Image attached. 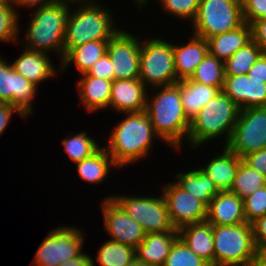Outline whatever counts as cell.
Masks as SVG:
<instances>
[{
	"instance_id": "obj_7",
	"label": "cell",
	"mask_w": 266,
	"mask_h": 266,
	"mask_svg": "<svg viewBox=\"0 0 266 266\" xmlns=\"http://www.w3.org/2000/svg\"><path fill=\"white\" fill-rule=\"evenodd\" d=\"M139 79L148 89L178 82L173 41L152 37L141 42Z\"/></svg>"
},
{
	"instance_id": "obj_19",
	"label": "cell",
	"mask_w": 266,
	"mask_h": 266,
	"mask_svg": "<svg viewBox=\"0 0 266 266\" xmlns=\"http://www.w3.org/2000/svg\"><path fill=\"white\" fill-rule=\"evenodd\" d=\"M206 220L212 225L246 223L243 199L229 190L220 191L207 207Z\"/></svg>"
},
{
	"instance_id": "obj_42",
	"label": "cell",
	"mask_w": 266,
	"mask_h": 266,
	"mask_svg": "<svg viewBox=\"0 0 266 266\" xmlns=\"http://www.w3.org/2000/svg\"><path fill=\"white\" fill-rule=\"evenodd\" d=\"M251 169L266 176V148L251 152L242 158Z\"/></svg>"
},
{
	"instance_id": "obj_28",
	"label": "cell",
	"mask_w": 266,
	"mask_h": 266,
	"mask_svg": "<svg viewBox=\"0 0 266 266\" xmlns=\"http://www.w3.org/2000/svg\"><path fill=\"white\" fill-rule=\"evenodd\" d=\"M176 183L187 193L203 202L207 207L213 197L220 192L210 177L199 167L190 171H178Z\"/></svg>"
},
{
	"instance_id": "obj_36",
	"label": "cell",
	"mask_w": 266,
	"mask_h": 266,
	"mask_svg": "<svg viewBox=\"0 0 266 266\" xmlns=\"http://www.w3.org/2000/svg\"><path fill=\"white\" fill-rule=\"evenodd\" d=\"M163 266H210L178 238L172 245Z\"/></svg>"
},
{
	"instance_id": "obj_23",
	"label": "cell",
	"mask_w": 266,
	"mask_h": 266,
	"mask_svg": "<svg viewBox=\"0 0 266 266\" xmlns=\"http://www.w3.org/2000/svg\"><path fill=\"white\" fill-rule=\"evenodd\" d=\"M219 154L210 157L208 163L198 166L215 183L220 191L230 190L239 164L243 161L227 146Z\"/></svg>"
},
{
	"instance_id": "obj_50",
	"label": "cell",
	"mask_w": 266,
	"mask_h": 266,
	"mask_svg": "<svg viewBox=\"0 0 266 266\" xmlns=\"http://www.w3.org/2000/svg\"><path fill=\"white\" fill-rule=\"evenodd\" d=\"M125 266H151V265H148V264L134 258L130 263L126 264Z\"/></svg>"
},
{
	"instance_id": "obj_45",
	"label": "cell",
	"mask_w": 266,
	"mask_h": 266,
	"mask_svg": "<svg viewBox=\"0 0 266 266\" xmlns=\"http://www.w3.org/2000/svg\"><path fill=\"white\" fill-rule=\"evenodd\" d=\"M249 78L266 83V54H261L247 73Z\"/></svg>"
},
{
	"instance_id": "obj_52",
	"label": "cell",
	"mask_w": 266,
	"mask_h": 266,
	"mask_svg": "<svg viewBox=\"0 0 266 266\" xmlns=\"http://www.w3.org/2000/svg\"><path fill=\"white\" fill-rule=\"evenodd\" d=\"M5 1H12V0H0V2H5Z\"/></svg>"
},
{
	"instance_id": "obj_37",
	"label": "cell",
	"mask_w": 266,
	"mask_h": 266,
	"mask_svg": "<svg viewBox=\"0 0 266 266\" xmlns=\"http://www.w3.org/2000/svg\"><path fill=\"white\" fill-rule=\"evenodd\" d=\"M200 0H159L162 11L167 15L177 17V20L190 21L189 26L195 20Z\"/></svg>"
},
{
	"instance_id": "obj_33",
	"label": "cell",
	"mask_w": 266,
	"mask_h": 266,
	"mask_svg": "<svg viewBox=\"0 0 266 266\" xmlns=\"http://www.w3.org/2000/svg\"><path fill=\"white\" fill-rule=\"evenodd\" d=\"M134 258V247L108 240L100 245L96 261L100 266H125Z\"/></svg>"
},
{
	"instance_id": "obj_8",
	"label": "cell",
	"mask_w": 266,
	"mask_h": 266,
	"mask_svg": "<svg viewBox=\"0 0 266 266\" xmlns=\"http://www.w3.org/2000/svg\"><path fill=\"white\" fill-rule=\"evenodd\" d=\"M244 23L241 0H200L192 34L207 40Z\"/></svg>"
},
{
	"instance_id": "obj_18",
	"label": "cell",
	"mask_w": 266,
	"mask_h": 266,
	"mask_svg": "<svg viewBox=\"0 0 266 266\" xmlns=\"http://www.w3.org/2000/svg\"><path fill=\"white\" fill-rule=\"evenodd\" d=\"M49 56L48 53L32 51L23 47L22 52L13 63L11 62V65L16 72L39 87L41 83L52 79L51 77L54 78L60 72V67L55 68L52 58Z\"/></svg>"
},
{
	"instance_id": "obj_32",
	"label": "cell",
	"mask_w": 266,
	"mask_h": 266,
	"mask_svg": "<svg viewBox=\"0 0 266 266\" xmlns=\"http://www.w3.org/2000/svg\"><path fill=\"white\" fill-rule=\"evenodd\" d=\"M95 138L87 134V131H80L69 137H65L61 140L63 151L68 155L71 162L75 163L90 157L95 153L101 146Z\"/></svg>"
},
{
	"instance_id": "obj_21",
	"label": "cell",
	"mask_w": 266,
	"mask_h": 266,
	"mask_svg": "<svg viewBox=\"0 0 266 266\" xmlns=\"http://www.w3.org/2000/svg\"><path fill=\"white\" fill-rule=\"evenodd\" d=\"M178 238V230L148 233L135 248V258L151 266H163Z\"/></svg>"
},
{
	"instance_id": "obj_4",
	"label": "cell",
	"mask_w": 266,
	"mask_h": 266,
	"mask_svg": "<svg viewBox=\"0 0 266 266\" xmlns=\"http://www.w3.org/2000/svg\"><path fill=\"white\" fill-rule=\"evenodd\" d=\"M31 17L20 44L32 51L57 53L60 62L63 59V43L70 6L62 1L30 11ZM50 51V52H49Z\"/></svg>"
},
{
	"instance_id": "obj_44",
	"label": "cell",
	"mask_w": 266,
	"mask_h": 266,
	"mask_svg": "<svg viewBox=\"0 0 266 266\" xmlns=\"http://www.w3.org/2000/svg\"><path fill=\"white\" fill-rule=\"evenodd\" d=\"M14 112L20 115L22 119L27 120V117L17 107L8 103H0V136L10 124Z\"/></svg>"
},
{
	"instance_id": "obj_17",
	"label": "cell",
	"mask_w": 266,
	"mask_h": 266,
	"mask_svg": "<svg viewBox=\"0 0 266 266\" xmlns=\"http://www.w3.org/2000/svg\"><path fill=\"white\" fill-rule=\"evenodd\" d=\"M147 89L139 79L112 81L109 108L118 113L141 112L146 109Z\"/></svg>"
},
{
	"instance_id": "obj_11",
	"label": "cell",
	"mask_w": 266,
	"mask_h": 266,
	"mask_svg": "<svg viewBox=\"0 0 266 266\" xmlns=\"http://www.w3.org/2000/svg\"><path fill=\"white\" fill-rule=\"evenodd\" d=\"M226 146L239 158L266 148V107L240 110L231 139Z\"/></svg>"
},
{
	"instance_id": "obj_15",
	"label": "cell",
	"mask_w": 266,
	"mask_h": 266,
	"mask_svg": "<svg viewBox=\"0 0 266 266\" xmlns=\"http://www.w3.org/2000/svg\"><path fill=\"white\" fill-rule=\"evenodd\" d=\"M103 226L109 240L136 248L145 238L142 226L129 216L112 198L101 199Z\"/></svg>"
},
{
	"instance_id": "obj_31",
	"label": "cell",
	"mask_w": 266,
	"mask_h": 266,
	"mask_svg": "<svg viewBox=\"0 0 266 266\" xmlns=\"http://www.w3.org/2000/svg\"><path fill=\"white\" fill-rule=\"evenodd\" d=\"M261 54L262 51L257 43L251 40L224 62L225 75L247 74Z\"/></svg>"
},
{
	"instance_id": "obj_1",
	"label": "cell",
	"mask_w": 266,
	"mask_h": 266,
	"mask_svg": "<svg viewBox=\"0 0 266 266\" xmlns=\"http://www.w3.org/2000/svg\"><path fill=\"white\" fill-rule=\"evenodd\" d=\"M152 95H147L146 113L160 138L174 150L180 152L190 129V120L186 117L180 95V81L167 86L150 88ZM157 89V90H156ZM155 91V92H154ZM154 92V93H153ZM152 98V99H151Z\"/></svg>"
},
{
	"instance_id": "obj_3",
	"label": "cell",
	"mask_w": 266,
	"mask_h": 266,
	"mask_svg": "<svg viewBox=\"0 0 266 266\" xmlns=\"http://www.w3.org/2000/svg\"><path fill=\"white\" fill-rule=\"evenodd\" d=\"M240 110L239 106L221 90L191 120L187 136L189 147L195 151L204 143L222 136H225L223 146H226L231 139Z\"/></svg>"
},
{
	"instance_id": "obj_24",
	"label": "cell",
	"mask_w": 266,
	"mask_h": 266,
	"mask_svg": "<svg viewBox=\"0 0 266 266\" xmlns=\"http://www.w3.org/2000/svg\"><path fill=\"white\" fill-rule=\"evenodd\" d=\"M179 238L197 256L214 266L213 225L207 220L182 226Z\"/></svg>"
},
{
	"instance_id": "obj_39",
	"label": "cell",
	"mask_w": 266,
	"mask_h": 266,
	"mask_svg": "<svg viewBox=\"0 0 266 266\" xmlns=\"http://www.w3.org/2000/svg\"><path fill=\"white\" fill-rule=\"evenodd\" d=\"M244 22L251 24L255 20L266 18V0H241Z\"/></svg>"
},
{
	"instance_id": "obj_46",
	"label": "cell",
	"mask_w": 266,
	"mask_h": 266,
	"mask_svg": "<svg viewBox=\"0 0 266 266\" xmlns=\"http://www.w3.org/2000/svg\"><path fill=\"white\" fill-rule=\"evenodd\" d=\"M83 251L79 256L67 259L65 262L59 264V266H96L94 257H91L89 253Z\"/></svg>"
},
{
	"instance_id": "obj_26",
	"label": "cell",
	"mask_w": 266,
	"mask_h": 266,
	"mask_svg": "<svg viewBox=\"0 0 266 266\" xmlns=\"http://www.w3.org/2000/svg\"><path fill=\"white\" fill-rule=\"evenodd\" d=\"M222 87H212L188 79L180 80V95L186 117L191 121Z\"/></svg>"
},
{
	"instance_id": "obj_25",
	"label": "cell",
	"mask_w": 266,
	"mask_h": 266,
	"mask_svg": "<svg viewBox=\"0 0 266 266\" xmlns=\"http://www.w3.org/2000/svg\"><path fill=\"white\" fill-rule=\"evenodd\" d=\"M252 40L251 25L244 22L238 28L207 39L209 53L225 62L237 50Z\"/></svg>"
},
{
	"instance_id": "obj_34",
	"label": "cell",
	"mask_w": 266,
	"mask_h": 266,
	"mask_svg": "<svg viewBox=\"0 0 266 266\" xmlns=\"http://www.w3.org/2000/svg\"><path fill=\"white\" fill-rule=\"evenodd\" d=\"M224 77V62L208 53L190 79L212 87H223Z\"/></svg>"
},
{
	"instance_id": "obj_38",
	"label": "cell",
	"mask_w": 266,
	"mask_h": 266,
	"mask_svg": "<svg viewBox=\"0 0 266 266\" xmlns=\"http://www.w3.org/2000/svg\"><path fill=\"white\" fill-rule=\"evenodd\" d=\"M243 202L245 219L248 223L264 216L266 214V185L243 199Z\"/></svg>"
},
{
	"instance_id": "obj_20",
	"label": "cell",
	"mask_w": 266,
	"mask_h": 266,
	"mask_svg": "<svg viewBox=\"0 0 266 266\" xmlns=\"http://www.w3.org/2000/svg\"><path fill=\"white\" fill-rule=\"evenodd\" d=\"M191 38L186 44L173 43L174 63L177 80L191 78L196 67L209 53L208 42L204 38L190 34Z\"/></svg>"
},
{
	"instance_id": "obj_5",
	"label": "cell",
	"mask_w": 266,
	"mask_h": 266,
	"mask_svg": "<svg viewBox=\"0 0 266 266\" xmlns=\"http://www.w3.org/2000/svg\"><path fill=\"white\" fill-rule=\"evenodd\" d=\"M107 8V9H106ZM70 6L67 18L63 57L73 48L89 41L110 40L119 30L112 10L102 3ZM114 18V19H113Z\"/></svg>"
},
{
	"instance_id": "obj_48",
	"label": "cell",
	"mask_w": 266,
	"mask_h": 266,
	"mask_svg": "<svg viewBox=\"0 0 266 266\" xmlns=\"http://www.w3.org/2000/svg\"><path fill=\"white\" fill-rule=\"evenodd\" d=\"M65 3L66 5L76 7V5H84V4H95L98 3L96 0H59Z\"/></svg>"
},
{
	"instance_id": "obj_10",
	"label": "cell",
	"mask_w": 266,
	"mask_h": 266,
	"mask_svg": "<svg viewBox=\"0 0 266 266\" xmlns=\"http://www.w3.org/2000/svg\"><path fill=\"white\" fill-rule=\"evenodd\" d=\"M80 229L75 226L60 225L48 232L36 250L31 265L59 266L67 259L79 256L84 250L86 239Z\"/></svg>"
},
{
	"instance_id": "obj_47",
	"label": "cell",
	"mask_w": 266,
	"mask_h": 266,
	"mask_svg": "<svg viewBox=\"0 0 266 266\" xmlns=\"http://www.w3.org/2000/svg\"><path fill=\"white\" fill-rule=\"evenodd\" d=\"M59 0H12V3L14 4V6H16L17 11L19 12V8L23 7V8H27V9H32L34 10L46 5H50L53 4L55 2H57ZM18 6V8H17ZM30 7V8H29Z\"/></svg>"
},
{
	"instance_id": "obj_40",
	"label": "cell",
	"mask_w": 266,
	"mask_h": 266,
	"mask_svg": "<svg viewBox=\"0 0 266 266\" xmlns=\"http://www.w3.org/2000/svg\"><path fill=\"white\" fill-rule=\"evenodd\" d=\"M91 77L102 78L106 80H114V69L112 61L107 53H105L86 73Z\"/></svg>"
},
{
	"instance_id": "obj_12",
	"label": "cell",
	"mask_w": 266,
	"mask_h": 266,
	"mask_svg": "<svg viewBox=\"0 0 266 266\" xmlns=\"http://www.w3.org/2000/svg\"><path fill=\"white\" fill-rule=\"evenodd\" d=\"M131 33L127 29H120L108 41L106 53L112 61L114 80L139 78L142 38Z\"/></svg>"
},
{
	"instance_id": "obj_16",
	"label": "cell",
	"mask_w": 266,
	"mask_h": 266,
	"mask_svg": "<svg viewBox=\"0 0 266 266\" xmlns=\"http://www.w3.org/2000/svg\"><path fill=\"white\" fill-rule=\"evenodd\" d=\"M222 91L241 110L251 107H266V83L253 80L247 74L225 75Z\"/></svg>"
},
{
	"instance_id": "obj_22",
	"label": "cell",
	"mask_w": 266,
	"mask_h": 266,
	"mask_svg": "<svg viewBox=\"0 0 266 266\" xmlns=\"http://www.w3.org/2000/svg\"><path fill=\"white\" fill-rule=\"evenodd\" d=\"M77 81V93L81 104L89 113H97L109 108L112 81L81 74Z\"/></svg>"
},
{
	"instance_id": "obj_6",
	"label": "cell",
	"mask_w": 266,
	"mask_h": 266,
	"mask_svg": "<svg viewBox=\"0 0 266 266\" xmlns=\"http://www.w3.org/2000/svg\"><path fill=\"white\" fill-rule=\"evenodd\" d=\"M214 266H254L260 253L251 223L213 225Z\"/></svg>"
},
{
	"instance_id": "obj_30",
	"label": "cell",
	"mask_w": 266,
	"mask_h": 266,
	"mask_svg": "<svg viewBox=\"0 0 266 266\" xmlns=\"http://www.w3.org/2000/svg\"><path fill=\"white\" fill-rule=\"evenodd\" d=\"M265 185L266 176L251 169L242 161L238 166L233 184L229 191L235 193L241 199H245Z\"/></svg>"
},
{
	"instance_id": "obj_41",
	"label": "cell",
	"mask_w": 266,
	"mask_h": 266,
	"mask_svg": "<svg viewBox=\"0 0 266 266\" xmlns=\"http://www.w3.org/2000/svg\"><path fill=\"white\" fill-rule=\"evenodd\" d=\"M251 227L258 252L266 253V214L251 222Z\"/></svg>"
},
{
	"instance_id": "obj_27",
	"label": "cell",
	"mask_w": 266,
	"mask_h": 266,
	"mask_svg": "<svg viewBox=\"0 0 266 266\" xmlns=\"http://www.w3.org/2000/svg\"><path fill=\"white\" fill-rule=\"evenodd\" d=\"M75 164L80 178L89 184L99 185L104 182L113 168L119 171V167L115 164L112 156L102 145L90 157Z\"/></svg>"
},
{
	"instance_id": "obj_2",
	"label": "cell",
	"mask_w": 266,
	"mask_h": 266,
	"mask_svg": "<svg viewBox=\"0 0 266 266\" xmlns=\"http://www.w3.org/2000/svg\"><path fill=\"white\" fill-rule=\"evenodd\" d=\"M123 114L125 118L113 127L108 144L103 145L119 168L147 158L154 141L160 139L145 110Z\"/></svg>"
},
{
	"instance_id": "obj_43",
	"label": "cell",
	"mask_w": 266,
	"mask_h": 266,
	"mask_svg": "<svg viewBox=\"0 0 266 266\" xmlns=\"http://www.w3.org/2000/svg\"><path fill=\"white\" fill-rule=\"evenodd\" d=\"M250 25L252 40L257 43L262 54H266V18L255 20Z\"/></svg>"
},
{
	"instance_id": "obj_35",
	"label": "cell",
	"mask_w": 266,
	"mask_h": 266,
	"mask_svg": "<svg viewBox=\"0 0 266 266\" xmlns=\"http://www.w3.org/2000/svg\"><path fill=\"white\" fill-rule=\"evenodd\" d=\"M19 13L12 1L0 2V42L19 44L21 24Z\"/></svg>"
},
{
	"instance_id": "obj_29",
	"label": "cell",
	"mask_w": 266,
	"mask_h": 266,
	"mask_svg": "<svg viewBox=\"0 0 266 266\" xmlns=\"http://www.w3.org/2000/svg\"><path fill=\"white\" fill-rule=\"evenodd\" d=\"M108 41H89L71 49L60 62V71H65L73 63L80 73L79 75L87 73L94 63L106 53Z\"/></svg>"
},
{
	"instance_id": "obj_14",
	"label": "cell",
	"mask_w": 266,
	"mask_h": 266,
	"mask_svg": "<svg viewBox=\"0 0 266 266\" xmlns=\"http://www.w3.org/2000/svg\"><path fill=\"white\" fill-rule=\"evenodd\" d=\"M162 189L171 223L176 229L207 219V206L187 193L175 181L162 185Z\"/></svg>"
},
{
	"instance_id": "obj_49",
	"label": "cell",
	"mask_w": 266,
	"mask_h": 266,
	"mask_svg": "<svg viewBox=\"0 0 266 266\" xmlns=\"http://www.w3.org/2000/svg\"><path fill=\"white\" fill-rule=\"evenodd\" d=\"M254 266H266V253L260 254Z\"/></svg>"
},
{
	"instance_id": "obj_9",
	"label": "cell",
	"mask_w": 266,
	"mask_h": 266,
	"mask_svg": "<svg viewBox=\"0 0 266 266\" xmlns=\"http://www.w3.org/2000/svg\"><path fill=\"white\" fill-rule=\"evenodd\" d=\"M127 196L109 195L129 216L144 229L145 233L166 232L176 229L170 220L166 201L162 195Z\"/></svg>"
},
{
	"instance_id": "obj_51",
	"label": "cell",
	"mask_w": 266,
	"mask_h": 266,
	"mask_svg": "<svg viewBox=\"0 0 266 266\" xmlns=\"http://www.w3.org/2000/svg\"><path fill=\"white\" fill-rule=\"evenodd\" d=\"M135 3V6L137 5V7L139 8V10H142L143 6L147 7V2L149 0H133Z\"/></svg>"
},
{
	"instance_id": "obj_13",
	"label": "cell",
	"mask_w": 266,
	"mask_h": 266,
	"mask_svg": "<svg viewBox=\"0 0 266 266\" xmlns=\"http://www.w3.org/2000/svg\"><path fill=\"white\" fill-rule=\"evenodd\" d=\"M39 89L16 72L11 63L0 56V103L17 107L26 117L33 113V102Z\"/></svg>"
}]
</instances>
